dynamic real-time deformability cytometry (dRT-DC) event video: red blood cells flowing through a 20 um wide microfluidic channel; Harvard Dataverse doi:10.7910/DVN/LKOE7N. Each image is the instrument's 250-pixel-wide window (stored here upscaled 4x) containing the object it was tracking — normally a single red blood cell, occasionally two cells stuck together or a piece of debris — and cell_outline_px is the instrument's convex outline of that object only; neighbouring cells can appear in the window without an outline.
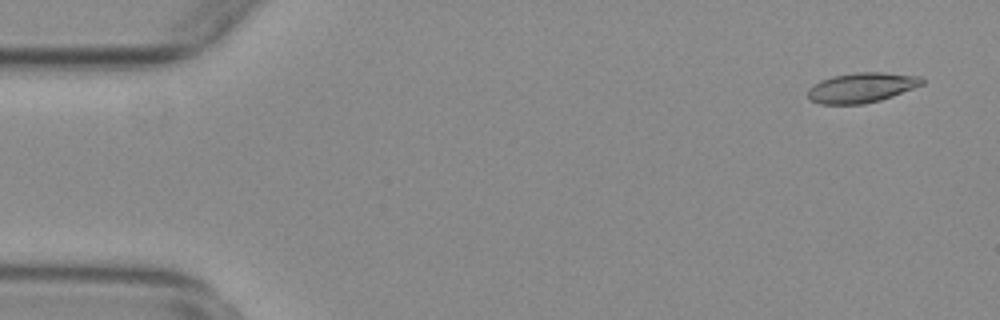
{"species": "common noctule bat (a hibernating species)", "species_latin": "Nyctalus noctula", "temperature_condition": "warm", "stored_images_in_passage": 55, "camera_frame_rate_fps": 3000, "um_per_image_px": 0.085, "animal": {"sex": "female", "body_mass_g": 29.2, "forearm_length_mm": 56.3}, "frame": {"image": 1, "passage_image": 3, "time_ms": 0.667, "image_size_px": [1000, 320], "cell_outline_px": [[924, 84], [892, 96], [880, 100], [864, 104], [820, 104], [812, 100], [808, 96], [808, 88], [812, 84], [820, 80], [832, 76], [856, 72], [880, 72], [920, 76], [924, 80]], "centroid_in_image_um": [73.22, 7.44], "position_along_channel_um": 11.8, "area_um2": 19.94}}
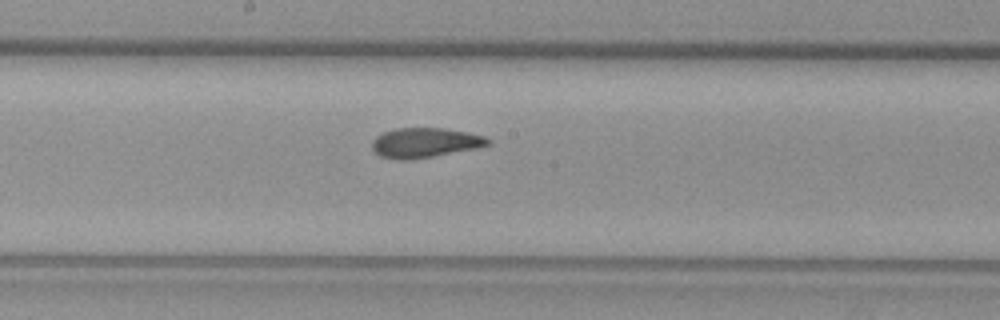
{"frame": {"image": 2, "passage_image": 29, "time_ms": 9.333, "image_size_px": [1000, 320], "cell_outline_px": [[492, 144], [476, 148], [432, 156], [408, 160], [400, 160], [380, 156], [372, 148], [372, 140], [376, 136], [384, 132], [396, 128], [444, 128], [468, 132], [484, 136], [492, 140]], "centroid_in_image_um": [36.13, 12.12], "position_along_channel_um": 212.1, "area_um2": 20.06}}
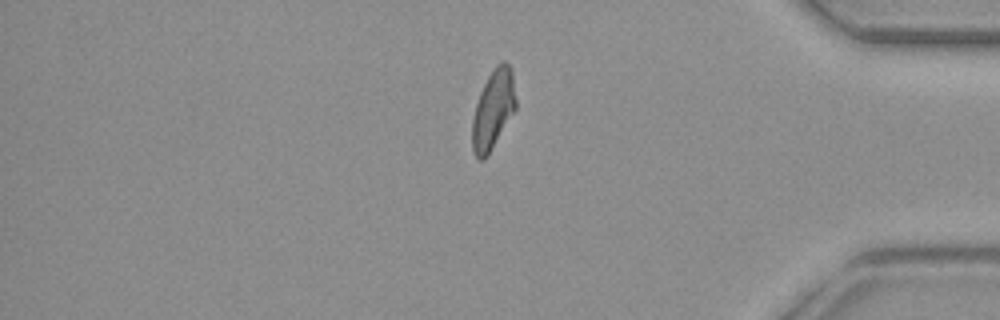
{"frame": {"image": 3, "passage_image": 46, "time_ms": 15.0, "image_size_px": [1000, 320], "cell_outline_px": [[516, 108], [484, 160], [480, 160], [476, 156], [472, 148], [472, 116], [480, 92], [488, 76], [496, 64], [500, 60], [504, 60], [512, 68], [516, 100]], "centroid_in_image_um": [41.92, 9.25], "position_along_channel_um": 393.3, "area_um2": 20.0}, "authors_computed_cell_mechanics": {"area_um2": 20.2878, "velocity_mm_per_s": 3.7426, "shape_relaxation_time_tau1_ms": null, "shape_relaxation_time_tau2_ms": 2.2829, "deformation_change_tau1": null, "deformation_change_tau2": 0.0911}}